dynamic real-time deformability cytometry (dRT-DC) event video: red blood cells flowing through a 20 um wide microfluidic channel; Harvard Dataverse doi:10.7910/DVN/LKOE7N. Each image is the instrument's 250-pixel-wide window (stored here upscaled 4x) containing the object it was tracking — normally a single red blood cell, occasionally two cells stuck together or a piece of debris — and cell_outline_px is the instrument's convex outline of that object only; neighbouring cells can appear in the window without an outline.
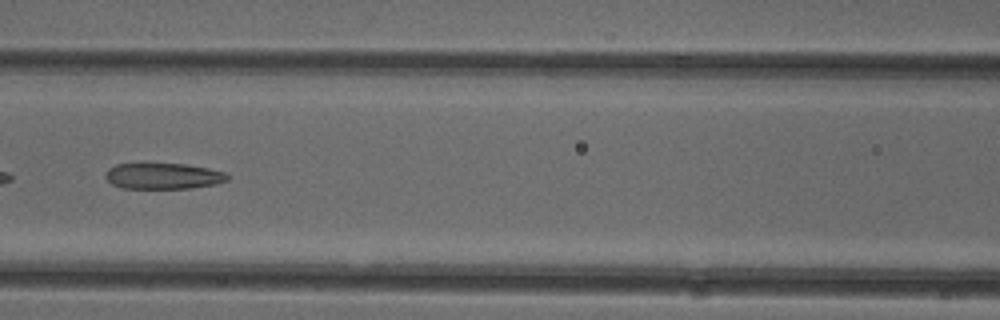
{"species": "common noctule bat (a hibernating species)", "species_latin": "Nyctalus noctula", "temperature_condition": "cold", "stored_images_in_passage": 30, "camera_frame_rate_fps": 3000, "um_per_image_px": 0.085, "animal": {"sex": "female"}, "frame": {"image": 1, "passage_image": 9, "time_ms": 2.667, "image_size_px": [1000, 320], "cell_outline_px": [[228, 180], [216, 184], [192, 188], [124, 188], [112, 184], [104, 176], [108, 168], [116, 164], [184, 164], [208, 168], [228, 172]], "centroid_in_image_um": [13.9, 14.96], "position_along_channel_um": 152.7, "area_um2": 18.44}}
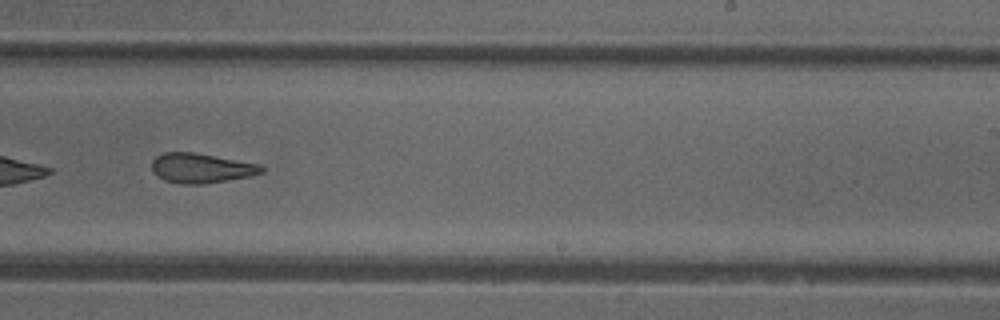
{"frame": {"image": 2, "passage_image": 18, "time_ms": 5.667, "image_size_px": [1000, 320], "cell_outline_px": [[264, 172], [248, 176], [204, 184], [180, 184], [164, 180], [156, 176], [152, 172], [152, 160], [156, 156], [164, 152], [196, 152], [260, 164], [264, 168]], "centroid_in_image_um": [17.06, 14.28], "position_along_channel_um": 271.9, "area_um2": 19.13}, "authors_computed_cell_mechanics": {"area_um2": 19.652, "velocity_mm_per_s": 3.9772, "shape_relaxation_time_tau1_ms": null, "shape_relaxation_time_tau2_ms": 2.4778, "deformation_change_tau1": null, "deformation_change_tau2": 0.1161}}